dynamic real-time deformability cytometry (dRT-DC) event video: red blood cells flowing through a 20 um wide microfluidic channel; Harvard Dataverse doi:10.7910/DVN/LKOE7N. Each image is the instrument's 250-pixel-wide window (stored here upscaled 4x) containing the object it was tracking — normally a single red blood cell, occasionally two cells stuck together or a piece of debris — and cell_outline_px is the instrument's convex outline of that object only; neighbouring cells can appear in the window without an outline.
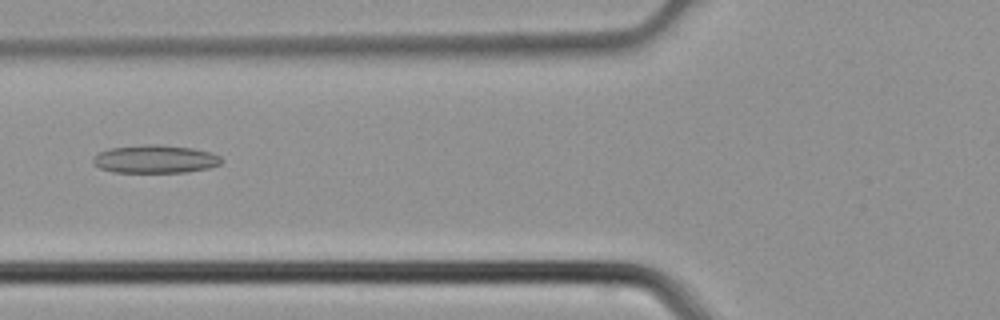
{"species": "common noctule bat (a hibernating species)", "species_latin": "Nyctalus noctula", "temperature_condition": "cold", "stored_images_in_passage": 5, "camera_frame_rate_fps": 3000, "um_per_image_px": 0.085, "animal": {"sex": "male", "body_mass_g": 21.5, "forearm_length_mm": 52.0}, "frame": {"image": 1, "passage_image": 5, "time_ms": 1.333, "image_size_px": [1000, 320], "cell_outline_px": [[224, 160], [220, 164], [208, 168], [184, 172], [112, 172], [100, 168], [92, 164], [92, 156], [108, 148], [144, 144], [160, 144], [192, 148], [212, 152], [220, 156]], "centroid_in_image_um": [13.16, 13.51], "position_along_channel_um": 112.6, "area_um2": 21.27}}